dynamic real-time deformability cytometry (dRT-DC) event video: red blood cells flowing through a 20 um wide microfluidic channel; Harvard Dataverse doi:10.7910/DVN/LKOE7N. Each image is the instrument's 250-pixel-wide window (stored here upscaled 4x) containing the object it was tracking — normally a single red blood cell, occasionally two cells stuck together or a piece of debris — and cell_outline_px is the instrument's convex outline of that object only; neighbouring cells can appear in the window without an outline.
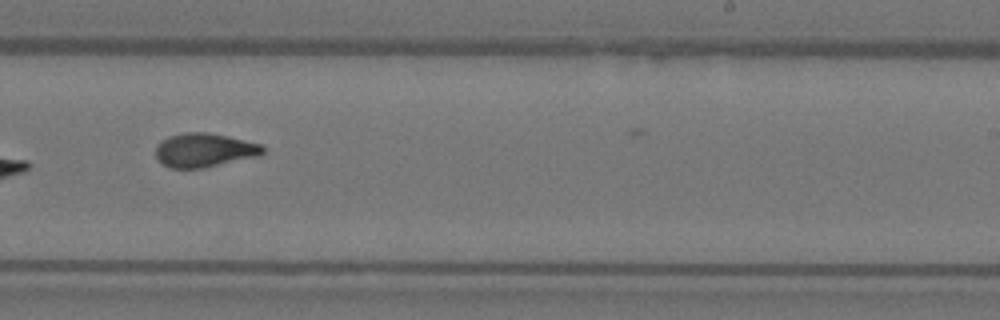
{"species": "Egyptian fruit bat (a non-hibernating species)", "species_latin": "Rousettus aegyptiacus", "temperature_condition": "warm", "stored_images_in_passage": 10, "camera_frame_rate_fps": 3000, "um_per_image_px": 0.085, "animal": {"sex": "female"}, "frame": {"image": 1, "passage_image": 9, "time_ms": 10.333, "image_size_px": [1000, 320], "cell_outline_px": [[264, 152], [260, 156], [204, 168], [168, 168], [156, 156], [156, 144], [160, 140], [168, 136], [184, 132], [208, 132], [228, 136], [260, 144], [264, 148]], "centroid_in_image_um": [17.36, 12.76], "position_along_channel_um": 271.6, "area_um2": 21.33}}
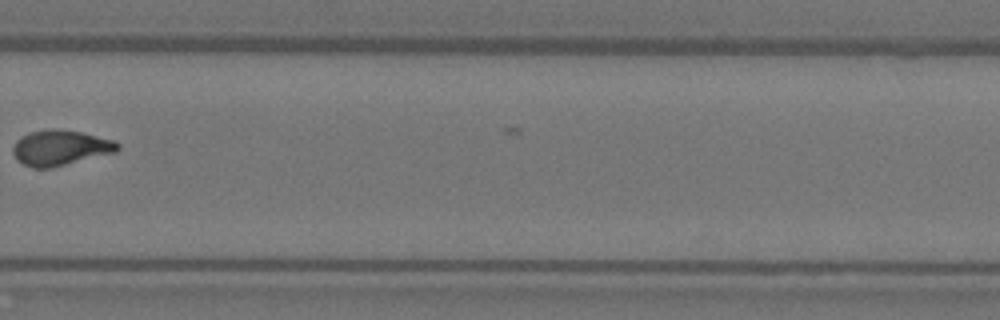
{"frame": {"image": 2, "passage_image": 10, "time_ms": 11.667, "image_size_px": [1000, 320], "cell_outline_px": [[120, 148], [116, 152], [52, 168], [32, 168], [16, 160], [12, 152], [12, 148], [16, 140], [20, 136], [28, 132], [48, 128], [56, 128], [80, 132], [116, 140], [120, 144]], "centroid_in_image_um": [5.11, 12.55], "position_along_channel_um": 324.7, "area_um2": 21.96}}